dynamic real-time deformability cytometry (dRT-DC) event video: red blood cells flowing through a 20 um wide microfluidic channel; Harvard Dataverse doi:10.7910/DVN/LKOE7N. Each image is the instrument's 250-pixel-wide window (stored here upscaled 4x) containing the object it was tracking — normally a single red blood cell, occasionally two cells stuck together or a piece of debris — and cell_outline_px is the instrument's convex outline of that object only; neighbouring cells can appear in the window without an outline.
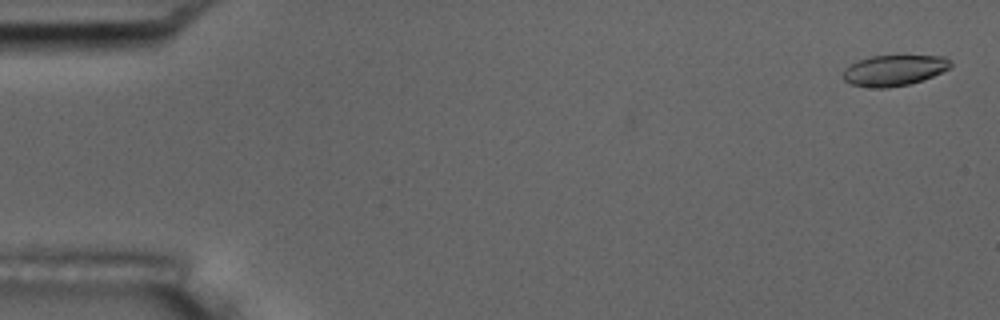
{"species": "common noctule bat (a hibernating species)", "species_latin": "Nyctalus noctula", "temperature_condition": "room temperature", "stored_images_in_passage": 55, "camera_frame_rate_fps": 3000, "um_per_image_px": 0.085, "animal": {"sex": "male", "body_mass_g": 17.5, "forearm_length_mm": 52.3}, "frame": {"image": 1, "passage_image": 2, "time_ms": 0.333, "image_size_px": [1000, 320], "cell_outline_px": [[952, 68], [932, 76], [908, 84], [888, 88], [876, 88], [852, 84], [844, 80], [844, 68], [860, 60], [872, 56], [944, 56], [952, 64]], "centroid_in_image_um": [76.02, 5.98], "position_along_channel_um": 9.0, "area_um2": 18.96}}
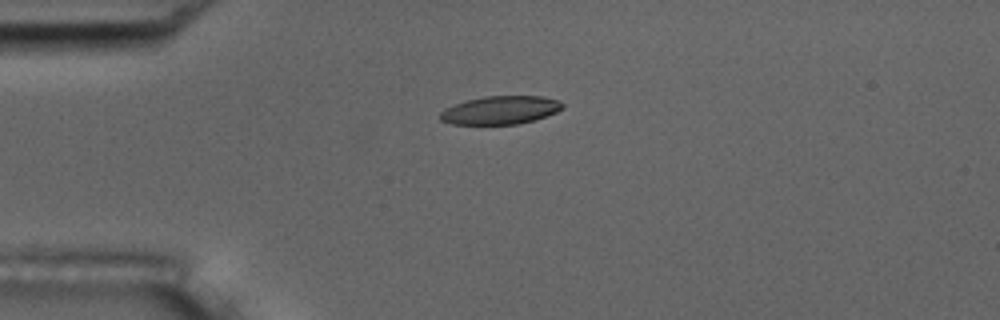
{"frame": {"image": 2, "passage_image": 14, "time_ms": 4.333, "image_size_px": [1000, 320], "cell_outline_px": [[564, 108], [556, 112], [532, 120], [516, 124], [452, 124], [440, 120], [440, 112], [444, 108], [468, 100], [484, 96], [544, 96], [560, 100], [564, 104]], "centroid_in_image_um": [42.55, 9.35], "position_along_channel_um": 42.5, "area_um2": 20.06}}
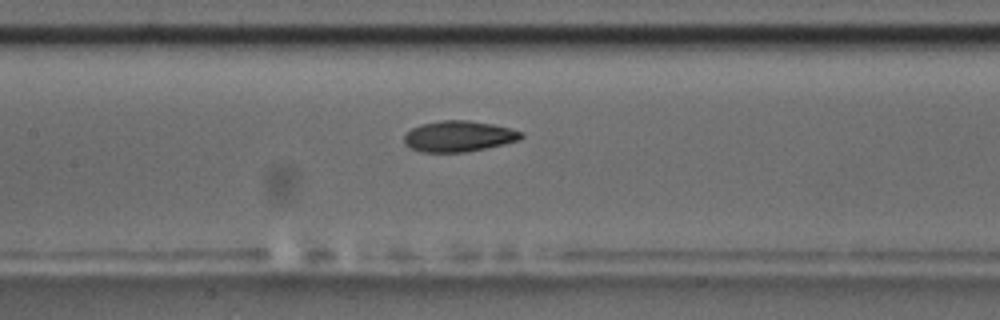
{"frame": {"image": 3, "passage_image": 26, "time_ms": 8.333, "image_size_px": [1000, 320], "cell_outline_px": [[524, 136], [520, 140], [504, 144], [464, 152], [424, 152], [408, 148], [404, 144], [404, 136], [412, 128], [420, 124], [440, 120], [468, 120], [492, 124], [524, 132]], "centroid_in_image_um": [38.98, 11.58], "position_along_channel_um": 168.4, "area_um2": 21.1}, "authors_computed_cell_mechanics": {"area_um2": 20.808, "velocity_mm_per_s": 3.7244, "shape_relaxation_time_tau1_ms": 4.3663, "shape_relaxation_time_tau2_ms": 2.9542, "deformation_change_tau1": 0.1496, "deformation_change_tau2": 0.0735}}